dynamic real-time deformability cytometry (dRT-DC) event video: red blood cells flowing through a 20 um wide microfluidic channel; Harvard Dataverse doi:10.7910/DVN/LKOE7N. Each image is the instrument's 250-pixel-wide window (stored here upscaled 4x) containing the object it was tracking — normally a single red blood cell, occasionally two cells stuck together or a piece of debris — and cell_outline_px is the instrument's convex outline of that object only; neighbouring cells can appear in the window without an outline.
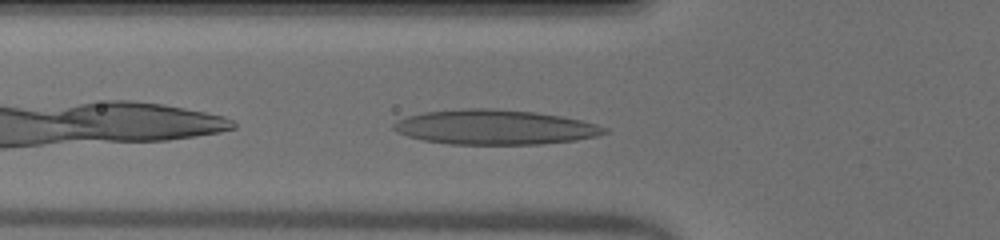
{"species": "human", "species_latin": "Homo sapiens", "temperature_condition": "warm", "stored_images_in_passage": 37, "camera_frame_rate_fps": 3000, "um_per_image_px": 0.085, "donor": {"sex": "male"}, "frame": {"image": 1, "passage_image": 3, "time_ms": 0.667, "image_size_px": [1000, 240], "cell_outline_px": [[608, 132], [596, 136], [576, 140], [540, 144], [448, 144], [424, 140], [408, 136], [396, 132], [392, 128], [392, 124], [396, 120], [408, 116], [424, 112], [460, 108], [488, 108], [532, 112], [560, 116], [580, 120], [596, 124], [608, 128]], "centroid_in_image_um": [42.02, 10.81], "position_along_channel_um": 83.8, "area_um2": 42.66}}
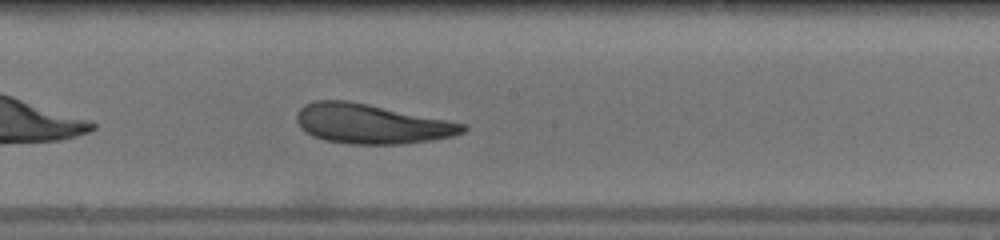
{"frame": {"image": 2, "passage_image": 13, "time_ms": 4.0, "image_size_px": [1000, 240], "cell_outline_px": [[468, 128], [464, 132], [452, 136], [404, 144], [348, 144], [324, 140], [312, 136], [300, 128], [296, 120], [296, 112], [304, 104], [312, 100], [348, 100], [468, 124]], "centroid_in_image_um": [31.53, 10.52], "position_along_channel_um": 216.7, "area_um2": 38.55}}
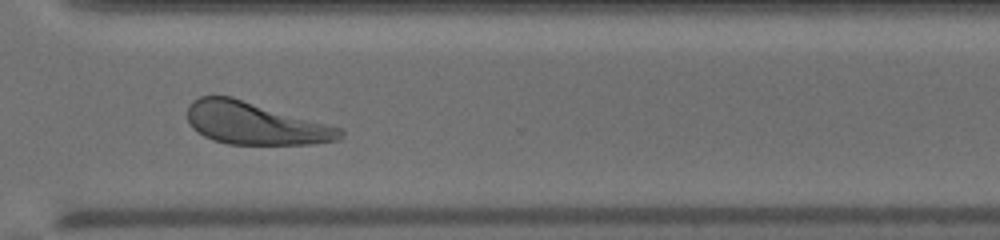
{"frame": {"image": 3, "passage_image": 23, "time_ms": 7.333, "image_size_px": [1000, 240], "cell_outline_px": [[344, 136], [336, 140], [312, 144], [228, 144], [212, 140], [204, 136], [192, 128], [188, 120], [188, 104], [192, 100], [200, 96], [232, 96], [340, 128], [344, 132]], "centroid_in_image_um": [21.64, 10.48], "position_along_channel_um": 349.0, "area_um2": 37.45}, "authors_computed_cell_mechanics": {"area_um2": 38.8416, "velocity_mm_per_s": 3.978, "shape_relaxation_time_tau1_ms": 3.9377, "shape_relaxation_time_tau2_ms": 2.3166, "deformation_change_tau1": 0.1566, "deformation_change_tau2": 0.0994}}